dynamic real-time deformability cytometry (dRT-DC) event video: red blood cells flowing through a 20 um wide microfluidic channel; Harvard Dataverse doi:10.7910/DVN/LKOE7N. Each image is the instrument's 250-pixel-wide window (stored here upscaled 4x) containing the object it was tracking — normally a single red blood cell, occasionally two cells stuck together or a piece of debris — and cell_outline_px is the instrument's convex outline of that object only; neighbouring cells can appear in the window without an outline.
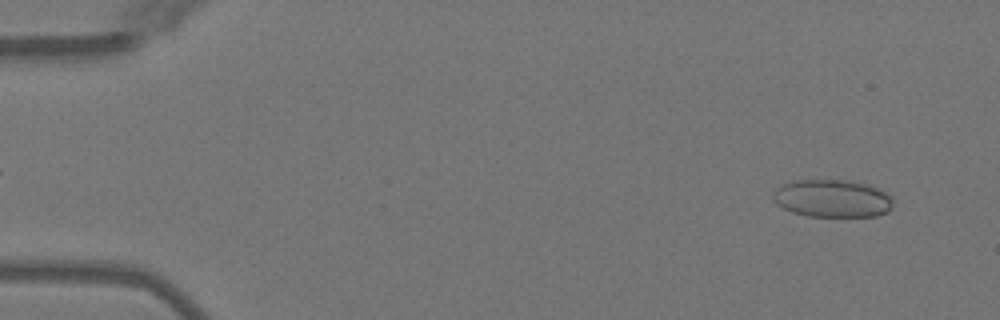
{"species": "Egyptian fruit bat (a non-hibernating species)", "species_latin": "Rousettus aegyptiacus", "temperature_condition": "warm", "stored_images_in_passage": 3, "camera_frame_rate_fps": 3000, "um_per_image_px": 0.085, "animal": {"sex": "female"}, "frame": {"image": 1, "passage_image": 1, "time_ms": 0.0, "image_size_px": [1000, 320], "cell_outline_px": [[892, 208], [888, 212], [876, 216], [808, 216], [792, 212], [776, 204], [772, 200], [772, 192], [776, 188], [784, 184], [800, 180], [844, 180], [868, 184], [892, 196]], "centroid_in_image_um": [70.74, 16.87], "position_along_channel_um": 14.3, "area_um2": 26.36}}